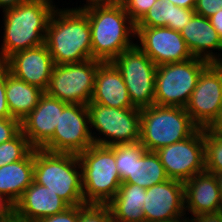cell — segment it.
<instances>
[{"mask_svg": "<svg viewBox=\"0 0 222 222\" xmlns=\"http://www.w3.org/2000/svg\"><path fill=\"white\" fill-rule=\"evenodd\" d=\"M54 64L92 59L91 29L82 9L57 7L49 20L45 37Z\"/></svg>", "mask_w": 222, "mask_h": 222, "instance_id": "obj_1", "label": "cell"}, {"mask_svg": "<svg viewBox=\"0 0 222 222\" xmlns=\"http://www.w3.org/2000/svg\"><path fill=\"white\" fill-rule=\"evenodd\" d=\"M57 5L44 0H28L3 10V42L0 63L12 54L45 44L47 26Z\"/></svg>", "mask_w": 222, "mask_h": 222, "instance_id": "obj_2", "label": "cell"}, {"mask_svg": "<svg viewBox=\"0 0 222 222\" xmlns=\"http://www.w3.org/2000/svg\"><path fill=\"white\" fill-rule=\"evenodd\" d=\"M82 10L90 23L92 59L112 62L136 45V24L122 4L93 5Z\"/></svg>", "mask_w": 222, "mask_h": 222, "instance_id": "obj_3", "label": "cell"}, {"mask_svg": "<svg viewBox=\"0 0 222 222\" xmlns=\"http://www.w3.org/2000/svg\"><path fill=\"white\" fill-rule=\"evenodd\" d=\"M33 180L48 187L69 206L85 204L78 155L34 149Z\"/></svg>", "mask_w": 222, "mask_h": 222, "instance_id": "obj_4", "label": "cell"}, {"mask_svg": "<svg viewBox=\"0 0 222 222\" xmlns=\"http://www.w3.org/2000/svg\"><path fill=\"white\" fill-rule=\"evenodd\" d=\"M85 204L107 205L122 183L110 146L92 144L79 155Z\"/></svg>", "mask_w": 222, "mask_h": 222, "instance_id": "obj_5", "label": "cell"}, {"mask_svg": "<svg viewBox=\"0 0 222 222\" xmlns=\"http://www.w3.org/2000/svg\"><path fill=\"white\" fill-rule=\"evenodd\" d=\"M198 128L184 107L153 104L141 109L139 142L146 151L156 152L190 137Z\"/></svg>", "mask_w": 222, "mask_h": 222, "instance_id": "obj_6", "label": "cell"}, {"mask_svg": "<svg viewBox=\"0 0 222 222\" xmlns=\"http://www.w3.org/2000/svg\"><path fill=\"white\" fill-rule=\"evenodd\" d=\"M87 108L94 144L111 146L140 141V108H111L97 103H89Z\"/></svg>", "mask_w": 222, "mask_h": 222, "instance_id": "obj_7", "label": "cell"}, {"mask_svg": "<svg viewBox=\"0 0 222 222\" xmlns=\"http://www.w3.org/2000/svg\"><path fill=\"white\" fill-rule=\"evenodd\" d=\"M210 63L191 58L184 62L157 66L154 104L159 106L186 107L199 75Z\"/></svg>", "mask_w": 222, "mask_h": 222, "instance_id": "obj_8", "label": "cell"}, {"mask_svg": "<svg viewBox=\"0 0 222 222\" xmlns=\"http://www.w3.org/2000/svg\"><path fill=\"white\" fill-rule=\"evenodd\" d=\"M102 61L54 65L47 90L49 96L67 104L88 105L94 91L95 76Z\"/></svg>", "mask_w": 222, "mask_h": 222, "instance_id": "obj_9", "label": "cell"}, {"mask_svg": "<svg viewBox=\"0 0 222 222\" xmlns=\"http://www.w3.org/2000/svg\"><path fill=\"white\" fill-rule=\"evenodd\" d=\"M112 63L122 74L132 104L140 109L153 105L157 65L137 45Z\"/></svg>", "mask_w": 222, "mask_h": 222, "instance_id": "obj_10", "label": "cell"}, {"mask_svg": "<svg viewBox=\"0 0 222 222\" xmlns=\"http://www.w3.org/2000/svg\"><path fill=\"white\" fill-rule=\"evenodd\" d=\"M92 144L87 105L67 104L63 112H59L53 137L41 149L79 155Z\"/></svg>", "mask_w": 222, "mask_h": 222, "instance_id": "obj_11", "label": "cell"}, {"mask_svg": "<svg viewBox=\"0 0 222 222\" xmlns=\"http://www.w3.org/2000/svg\"><path fill=\"white\" fill-rule=\"evenodd\" d=\"M156 153L168 178L184 183L205 171L204 129L198 128L190 137L167 145Z\"/></svg>", "mask_w": 222, "mask_h": 222, "instance_id": "obj_12", "label": "cell"}, {"mask_svg": "<svg viewBox=\"0 0 222 222\" xmlns=\"http://www.w3.org/2000/svg\"><path fill=\"white\" fill-rule=\"evenodd\" d=\"M222 106V63H210L199 75L185 107L199 128H207Z\"/></svg>", "mask_w": 222, "mask_h": 222, "instance_id": "obj_13", "label": "cell"}, {"mask_svg": "<svg viewBox=\"0 0 222 222\" xmlns=\"http://www.w3.org/2000/svg\"><path fill=\"white\" fill-rule=\"evenodd\" d=\"M137 39L136 45L157 66L193 58L181 33L168 27H136Z\"/></svg>", "mask_w": 222, "mask_h": 222, "instance_id": "obj_14", "label": "cell"}, {"mask_svg": "<svg viewBox=\"0 0 222 222\" xmlns=\"http://www.w3.org/2000/svg\"><path fill=\"white\" fill-rule=\"evenodd\" d=\"M145 222H171L186 217L184 183L168 179L146 189Z\"/></svg>", "mask_w": 222, "mask_h": 222, "instance_id": "obj_15", "label": "cell"}, {"mask_svg": "<svg viewBox=\"0 0 222 222\" xmlns=\"http://www.w3.org/2000/svg\"><path fill=\"white\" fill-rule=\"evenodd\" d=\"M16 78L46 91L54 68V61L45 44L18 51L2 63Z\"/></svg>", "mask_w": 222, "mask_h": 222, "instance_id": "obj_16", "label": "cell"}, {"mask_svg": "<svg viewBox=\"0 0 222 222\" xmlns=\"http://www.w3.org/2000/svg\"><path fill=\"white\" fill-rule=\"evenodd\" d=\"M66 105L44 92L37 106L21 121V131L34 149H41L53 137L59 112Z\"/></svg>", "mask_w": 222, "mask_h": 222, "instance_id": "obj_17", "label": "cell"}, {"mask_svg": "<svg viewBox=\"0 0 222 222\" xmlns=\"http://www.w3.org/2000/svg\"><path fill=\"white\" fill-rule=\"evenodd\" d=\"M68 207L70 206L56 193L33 180L14 204L15 221L36 222L44 217L62 213Z\"/></svg>", "mask_w": 222, "mask_h": 222, "instance_id": "obj_18", "label": "cell"}, {"mask_svg": "<svg viewBox=\"0 0 222 222\" xmlns=\"http://www.w3.org/2000/svg\"><path fill=\"white\" fill-rule=\"evenodd\" d=\"M180 33L193 57L209 63H222V54L214 53L222 51V39L209 18L195 13Z\"/></svg>", "mask_w": 222, "mask_h": 222, "instance_id": "obj_19", "label": "cell"}, {"mask_svg": "<svg viewBox=\"0 0 222 222\" xmlns=\"http://www.w3.org/2000/svg\"><path fill=\"white\" fill-rule=\"evenodd\" d=\"M185 212L191 216L222 210V199L214 174L202 172L184 182Z\"/></svg>", "mask_w": 222, "mask_h": 222, "instance_id": "obj_20", "label": "cell"}, {"mask_svg": "<svg viewBox=\"0 0 222 222\" xmlns=\"http://www.w3.org/2000/svg\"><path fill=\"white\" fill-rule=\"evenodd\" d=\"M90 103L111 108H136L130 100L121 72L112 62H103L98 67Z\"/></svg>", "mask_w": 222, "mask_h": 222, "instance_id": "obj_21", "label": "cell"}, {"mask_svg": "<svg viewBox=\"0 0 222 222\" xmlns=\"http://www.w3.org/2000/svg\"><path fill=\"white\" fill-rule=\"evenodd\" d=\"M34 149L22 160L0 167V195L15 204L33 182Z\"/></svg>", "mask_w": 222, "mask_h": 222, "instance_id": "obj_22", "label": "cell"}, {"mask_svg": "<svg viewBox=\"0 0 222 222\" xmlns=\"http://www.w3.org/2000/svg\"><path fill=\"white\" fill-rule=\"evenodd\" d=\"M146 189L137 184L121 183L114 198L107 204L114 222H145L143 205Z\"/></svg>", "mask_w": 222, "mask_h": 222, "instance_id": "obj_23", "label": "cell"}, {"mask_svg": "<svg viewBox=\"0 0 222 222\" xmlns=\"http://www.w3.org/2000/svg\"><path fill=\"white\" fill-rule=\"evenodd\" d=\"M6 100L13 118L22 121L38 104L45 91L26 83L8 72L6 68Z\"/></svg>", "mask_w": 222, "mask_h": 222, "instance_id": "obj_24", "label": "cell"}, {"mask_svg": "<svg viewBox=\"0 0 222 222\" xmlns=\"http://www.w3.org/2000/svg\"><path fill=\"white\" fill-rule=\"evenodd\" d=\"M195 14L194 9L178 7L168 0H156L136 27H160L181 31Z\"/></svg>", "mask_w": 222, "mask_h": 222, "instance_id": "obj_25", "label": "cell"}, {"mask_svg": "<svg viewBox=\"0 0 222 222\" xmlns=\"http://www.w3.org/2000/svg\"><path fill=\"white\" fill-rule=\"evenodd\" d=\"M168 179L159 155L146 151L139 159H135L132 176H128L123 183L137 184L147 189Z\"/></svg>", "mask_w": 222, "mask_h": 222, "instance_id": "obj_26", "label": "cell"}, {"mask_svg": "<svg viewBox=\"0 0 222 222\" xmlns=\"http://www.w3.org/2000/svg\"><path fill=\"white\" fill-rule=\"evenodd\" d=\"M110 147L115 153L116 167L123 183L128 176H132L135 159H139L146 152V149L140 142L115 144Z\"/></svg>", "mask_w": 222, "mask_h": 222, "instance_id": "obj_27", "label": "cell"}, {"mask_svg": "<svg viewBox=\"0 0 222 222\" xmlns=\"http://www.w3.org/2000/svg\"><path fill=\"white\" fill-rule=\"evenodd\" d=\"M33 149L20 131L13 139L0 144V167L24 159Z\"/></svg>", "mask_w": 222, "mask_h": 222, "instance_id": "obj_28", "label": "cell"}, {"mask_svg": "<svg viewBox=\"0 0 222 222\" xmlns=\"http://www.w3.org/2000/svg\"><path fill=\"white\" fill-rule=\"evenodd\" d=\"M205 171L222 172V134L204 130Z\"/></svg>", "mask_w": 222, "mask_h": 222, "instance_id": "obj_29", "label": "cell"}, {"mask_svg": "<svg viewBox=\"0 0 222 222\" xmlns=\"http://www.w3.org/2000/svg\"><path fill=\"white\" fill-rule=\"evenodd\" d=\"M79 222H114L108 205H79Z\"/></svg>", "mask_w": 222, "mask_h": 222, "instance_id": "obj_30", "label": "cell"}, {"mask_svg": "<svg viewBox=\"0 0 222 222\" xmlns=\"http://www.w3.org/2000/svg\"><path fill=\"white\" fill-rule=\"evenodd\" d=\"M156 0H123L122 5L129 18L137 24Z\"/></svg>", "mask_w": 222, "mask_h": 222, "instance_id": "obj_31", "label": "cell"}, {"mask_svg": "<svg viewBox=\"0 0 222 222\" xmlns=\"http://www.w3.org/2000/svg\"><path fill=\"white\" fill-rule=\"evenodd\" d=\"M21 131V121L16 118H0V144L13 139Z\"/></svg>", "mask_w": 222, "mask_h": 222, "instance_id": "obj_32", "label": "cell"}, {"mask_svg": "<svg viewBox=\"0 0 222 222\" xmlns=\"http://www.w3.org/2000/svg\"><path fill=\"white\" fill-rule=\"evenodd\" d=\"M36 222H79V205L70 206L62 213L44 217Z\"/></svg>", "mask_w": 222, "mask_h": 222, "instance_id": "obj_33", "label": "cell"}, {"mask_svg": "<svg viewBox=\"0 0 222 222\" xmlns=\"http://www.w3.org/2000/svg\"><path fill=\"white\" fill-rule=\"evenodd\" d=\"M222 9V0H197L195 13L209 18Z\"/></svg>", "mask_w": 222, "mask_h": 222, "instance_id": "obj_34", "label": "cell"}, {"mask_svg": "<svg viewBox=\"0 0 222 222\" xmlns=\"http://www.w3.org/2000/svg\"><path fill=\"white\" fill-rule=\"evenodd\" d=\"M6 67L0 63V118H13L6 100Z\"/></svg>", "mask_w": 222, "mask_h": 222, "instance_id": "obj_35", "label": "cell"}, {"mask_svg": "<svg viewBox=\"0 0 222 222\" xmlns=\"http://www.w3.org/2000/svg\"><path fill=\"white\" fill-rule=\"evenodd\" d=\"M14 204L0 195V222H14Z\"/></svg>", "mask_w": 222, "mask_h": 222, "instance_id": "obj_36", "label": "cell"}, {"mask_svg": "<svg viewBox=\"0 0 222 222\" xmlns=\"http://www.w3.org/2000/svg\"><path fill=\"white\" fill-rule=\"evenodd\" d=\"M189 217V222H222V210Z\"/></svg>", "mask_w": 222, "mask_h": 222, "instance_id": "obj_37", "label": "cell"}, {"mask_svg": "<svg viewBox=\"0 0 222 222\" xmlns=\"http://www.w3.org/2000/svg\"><path fill=\"white\" fill-rule=\"evenodd\" d=\"M205 131L208 132H213V133H220L222 134V106L218 112V115L216 118L213 120V122L204 129Z\"/></svg>", "mask_w": 222, "mask_h": 222, "instance_id": "obj_38", "label": "cell"}, {"mask_svg": "<svg viewBox=\"0 0 222 222\" xmlns=\"http://www.w3.org/2000/svg\"><path fill=\"white\" fill-rule=\"evenodd\" d=\"M86 4L83 3V6H76V9H84L93 5H117L122 4L123 0H85Z\"/></svg>", "mask_w": 222, "mask_h": 222, "instance_id": "obj_39", "label": "cell"}, {"mask_svg": "<svg viewBox=\"0 0 222 222\" xmlns=\"http://www.w3.org/2000/svg\"><path fill=\"white\" fill-rule=\"evenodd\" d=\"M209 20L212 26L216 29L220 38L222 39V9L209 17Z\"/></svg>", "mask_w": 222, "mask_h": 222, "instance_id": "obj_40", "label": "cell"}, {"mask_svg": "<svg viewBox=\"0 0 222 222\" xmlns=\"http://www.w3.org/2000/svg\"><path fill=\"white\" fill-rule=\"evenodd\" d=\"M170 3L187 9H195L197 0H168Z\"/></svg>", "mask_w": 222, "mask_h": 222, "instance_id": "obj_41", "label": "cell"}, {"mask_svg": "<svg viewBox=\"0 0 222 222\" xmlns=\"http://www.w3.org/2000/svg\"><path fill=\"white\" fill-rule=\"evenodd\" d=\"M27 1L28 0H0V8H2V10L13 8Z\"/></svg>", "mask_w": 222, "mask_h": 222, "instance_id": "obj_42", "label": "cell"}, {"mask_svg": "<svg viewBox=\"0 0 222 222\" xmlns=\"http://www.w3.org/2000/svg\"><path fill=\"white\" fill-rule=\"evenodd\" d=\"M214 175L217 179L218 186H219V191H220V195H221V199H222V172L215 173Z\"/></svg>", "mask_w": 222, "mask_h": 222, "instance_id": "obj_43", "label": "cell"}, {"mask_svg": "<svg viewBox=\"0 0 222 222\" xmlns=\"http://www.w3.org/2000/svg\"><path fill=\"white\" fill-rule=\"evenodd\" d=\"M171 222H189V220H188V217L186 216V217H183V218L177 219L175 221H171Z\"/></svg>", "mask_w": 222, "mask_h": 222, "instance_id": "obj_44", "label": "cell"}, {"mask_svg": "<svg viewBox=\"0 0 222 222\" xmlns=\"http://www.w3.org/2000/svg\"><path fill=\"white\" fill-rule=\"evenodd\" d=\"M44 1H47V2H49V3H51V4H55L53 1L54 0H44Z\"/></svg>", "mask_w": 222, "mask_h": 222, "instance_id": "obj_45", "label": "cell"}]
</instances>
